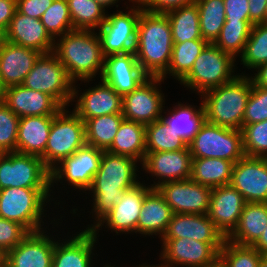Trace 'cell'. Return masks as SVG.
Listing matches in <instances>:
<instances>
[{"mask_svg": "<svg viewBox=\"0 0 267 267\" xmlns=\"http://www.w3.org/2000/svg\"><path fill=\"white\" fill-rule=\"evenodd\" d=\"M233 165L220 158H192L190 179L210 188L228 185Z\"/></svg>", "mask_w": 267, "mask_h": 267, "instance_id": "cell-33", "label": "cell"}, {"mask_svg": "<svg viewBox=\"0 0 267 267\" xmlns=\"http://www.w3.org/2000/svg\"><path fill=\"white\" fill-rule=\"evenodd\" d=\"M235 62L234 56L220 50L213 43H209L194 61L192 69L180 81V84L182 83L198 94H203L234 80L238 76L234 75L233 71Z\"/></svg>", "mask_w": 267, "mask_h": 267, "instance_id": "cell-6", "label": "cell"}, {"mask_svg": "<svg viewBox=\"0 0 267 267\" xmlns=\"http://www.w3.org/2000/svg\"><path fill=\"white\" fill-rule=\"evenodd\" d=\"M54 0H16V10L29 17L40 19Z\"/></svg>", "mask_w": 267, "mask_h": 267, "instance_id": "cell-49", "label": "cell"}, {"mask_svg": "<svg viewBox=\"0 0 267 267\" xmlns=\"http://www.w3.org/2000/svg\"><path fill=\"white\" fill-rule=\"evenodd\" d=\"M183 237L209 243L218 253L226 239L207 214H173L162 238Z\"/></svg>", "mask_w": 267, "mask_h": 267, "instance_id": "cell-21", "label": "cell"}, {"mask_svg": "<svg viewBox=\"0 0 267 267\" xmlns=\"http://www.w3.org/2000/svg\"><path fill=\"white\" fill-rule=\"evenodd\" d=\"M245 204L244 197L230 184L215 187L211 191L207 215L227 238L237 227Z\"/></svg>", "mask_w": 267, "mask_h": 267, "instance_id": "cell-22", "label": "cell"}, {"mask_svg": "<svg viewBox=\"0 0 267 267\" xmlns=\"http://www.w3.org/2000/svg\"><path fill=\"white\" fill-rule=\"evenodd\" d=\"M54 116H25L20 118L16 152L41 157L47 145Z\"/></svg>", "mask_w": 267, "mask_h": 267, "instance_id": "cell-29", "label": "cell"}, {"mask_svg": "<svg viewBox=\"0 0 267 267\" xmlns=\"http://www.w3.org/2000/svg\"><path fill=\"white\" fill-rule=\"evenodd\" d=\"M0 267H4V254L0 252Z\"/></svg>", "mask_w": 267, "mask_h": 267, "instance_id": "cell-59", "label": "cell"}, {"mask_svg": "<svg viewBox=\"0 0 267 267\" xmlns=\"http://www.w3.org/2000/svg\"><path fill=\"white\" fill-rule=\"evenodd\" d=\"M97 234L91 229H85L67 242L56 241L52 267H93L91 258L94 256Z\"/></svg>", "mask_w": 267, "mask_h": 267, "instance_id": "cell-27", "label": "cell"}, {"mask_svg": "<svg viewBox=\"0 0 267 267\" xmlns=\"http://www.w3.org/2000/svg\"><path fill=\"white\" fill-rule=\"evenodd\" d=\"M73 86L72 100L77 99L73 111L83 122L97 116L122 114V96L103 80L96 87L86 89L87 91L80 94L79 99V90L75 84Z\"/></svg>", "mask_w": 267, "mask_h": 267, "instance_id": "cell-23", "label": "cell"}, {"mask_svg": "<svg viewBox=\"0 0 267 267\" xmlns=\"http://www.w3.org/2000/svg\"><path fill=\"white\" fill-rule=\"evenodd\" d=\"M103 150L85 145L56 165L51 171V186L64 179L68 185L87 191L99 169ZM65 177V178H64Z\"/></svg>", "mask_w": 267, "mask_h": 267, "instance_id": "cell-13", "label": "cell"}, {"mask_svg": "<svg viewBox=\"0 0 267 267\" xmlns=\"http://www.w3.org/2000/svg\"><path fill=\"white\" fill-rule=\"evenodd\" d=\"M174 214H207L212 188L191 179L169 181L157 187Z\"/></svg>", "mask_w": 267, "mask_h": 267, "instance_id": "cell-14", "label": "cell"}, {"mask_svg": "<svg viewBox=\"0 0 267 267\" xmlns=\"http://www.w3.org/2000/svg\"><path fill=\"white\" fill-rule=\"evenodd\" d=\"M51 191V188L9 187L1 189L0 217L18 222L29 232L43 230L42 215L47 205L45 202L51 200L49 199Z\"/></svg>", "mask_w": 267, "mask_h": 267, "instance_id": "cell-5", "label": "cell"}, {"mask_svg": "<svg viewBox=\"0 0 267 267\" xmlns=\"http://www.w3.org/2000/svg\"><path fill=\"white\" fill-rule=\"evenodd\" d=\"M162 81L161 77H148L132 92L125 94L122 97L124 119L144 125L161 119L165 98L157 86Z\"/></svg>", "mask_w": 267, "mask_h": 267, "instance_id": "cell-12", "label": "cell"}, {"mask_svg": "<svg viewBox=\"0 0 267 267\" xmlns=\"http://www.w3.org/2000/svg\"><path fill=\"white\" fill-rule=\"evenodd\" d=\"M241 133L246 156L267 158V120L242 126Z\"/></svg>", "mask_w": 267, "mask_h": 267, "instance_id": "cell-44", "label": "cell"}, {"mask_svg": "<svg viewBox=\"0 0 267 267\" xmlns=\"http://www.w3.org/2000/svg\"><path fill=\"white\" fill-rule=\"evenodd\" d=\"M73 81L64 65L53 52L41 54L22 85L53 97L63 108L69 106L73 96Z\"/></svg>", "mask_w": 267, "mask_h": 267, "instance_id": "cell-9", "label": "cell"}, {"mask_svg": "<svg viewBox=\"0 0 267 267\" xmlns=\"http://www.w3.org/2000/svg\"><path fill=\"white\" fill-rule=\"evenodd\" d=\"M40 20L54 40L74 30L67 0H54Z\"/></svg>", "mask_w": 267, "mask_h": 267, "instance_id": "cell-42", "label": "cell"}, {"mask_svg": "<svg viewBox=\"0 0 267 267\" xmlns=\"http://www.w3.org/2000/svg\"><path fill=\"white\" fill-rule=\"evenodd\" d=\"M192 156L188 145L178 151L146 153L142 168L151 176H156L151 188H157L169 181L190 179Z\"/></svg>", "mask_w": 267, "mask_h": 267, "instance_id": "cell-20", "label": "cell"}, {"mask_svg": "<svg viewBox=\"0 0 267 267\" xmlns=\"http://www.w3.org/2000/svg\"><path fill=\"white\" fill-rule=\"evenodd\" d=\"M67 4L74 30H98L106 20V9L95 0H67Z\"/></svg>", "mask_w": 267, "mask_h": 267, "instance_id": "cell-37", "label": "cell"}, {"mask_svg": "<svg viewBox=\"0 0 267 267\" xmlns=\"http://www.w3.org/2000/svg\"><path fill=\"white\" fill-rule=\"evenodd\" d=\"M264 24H267V10H266V15H265V20L263 22Z\"/></svg>", "mask_w": 267, "mask_h": 267, "instance_id": "cell-62", "label": "cell"}, {"mask_svg": "<svg viewBox=\"0 0 267 267\" xmlns=\"http://www.w3.org/2000/svg\"><path fill=\"white\" fill-rule=\"evenodd\" d=\"M5 34L7 42L37 50L42 54L53 52L56 41L46 31L40 19L23 15L17 10Z\"/></svg>", "mask_w": 267, "mask_h": 267, "instance_id": "cell-25", "label": "cell"}, {"mask_svg": "<svg viewBox=\"0 0 267 267\" xmlns=\"http://www.w3.org/2000/svg\"><path fill=\"white\" fill-rule=\"evenodd\" d=\"M143 12L166 14L180 7L191 5L198 0H135Z\"/></svg>", "mask_w": 267, "mask_h": 267, "instance_id": "cell-48", "label": "cell"}, {"mask_svg": "<svg viewBox=\"0 0 267 267\" xmlns=\"http://www.w3.org/2000/svg\"><path fill=\"white\" fill-rule=\"evenodd\" d=\"M16 11V0H0V29L5 31Z\"/></svg>", "mask_w": 267, "mask_h": 267, "instance_id": "cell-52", "label": "cell"}, {"mask_svg": "<svg viewBox=\"0 0 267 267\" xmlns=\"http://www.w3.org/2000/svg\"><path fill=\"white\" fill-rule=\"evenodd\" d=\"M198 110L195 106L178 104L172 111H168V116H161V119L172 131L178 135L187 145L198 133L201 126L206 121L203 102L201 101Z\"/></svg>", "mask_w": 267, "mask_h": 267, "instance_id": "cell-32", "label": "cell"}, {"mask_svg": "<svg viewBox=\"0 0 267 267\" xmlns=\"http://www.w3.org/2000/svg\"><path fill=\"white\" fill-rule=\"evenodd\" d=\"M249 19L254 24L263 23L267 10V0H248Z\"/></svg>", "mask_w": 267, "mask_h": 267, "instance_id": "cell-51", "label": "cell"}, {"mask_svg": "<svg viewBox=\"0 0 267 267\" xmlns=\"http://www.w3.org/2000/svg\"><path fill=\"white\" fill-rule=\"evenodd\" d=\"M225 21L250 20L248 0H223Z\"/></svg>", "mask_w": 267, "mask_h": 267, "instance_id": "cell-50", "label": "cell"}, {"mask_svg": "<svg viewBox=\"0 0 267 267\" xmlns=\"http://www.w3.org/2000/svg\"><path fill=\"white\" fill-rule=\"evenodd\" d=\"M30 232L18 222L0 217V252L15 248Z\"/></svg>", "mask_w": 267, "mask_h": 267, "instance_id": "cell-47", "label": "cell"}, {"mask_svg": "<svg viewBox=\"0 0 267 267\" xmlns=\"http://www.w3.org/2000/svg\"><path fill=\"white\" fill-rule=\"evenodd\" d=\"M20 118L0 102V154L16 152Z\"/></svg>", "mask_w": 267, "mask_h": 267, "instance_id": "cell-45", "label": "cell"}, {"mask_svg": "<svg viewBox=\"0 0 267 267\" xmlns=\"http://www.w3.org/2000/svg\"><path fill=\"white\" fill-rule=\"evenodd\" d=\"M252 246L262 255H267V226L260 238Z\"/></svg>", "mask_w": 267, "mask_h": 267, "instance_id": "cell-54", "label": "cell"}, {"mask_svg": "<svg viewBox=\"0 0 267 267\" xmlns=\"http://www.w3.org/2000/svg\"><path fill=\"white\" fill-rule=\"evenodd\" d=\"M3 102L19 118L25 116H54L63 107L50 95L23 85L4 89Z\"/></svg>", "mask_w": 267, "mask_h": 267, "instance_id": "cell-24", "label": "cell"}, {"mask_svg": "<svg viewBox=\"0 0 267 267\" xmlns=\"http://www.w3.org/2000/svg\"><path fill=\"white\" fill-rule=\"evenodd\" d=\"M3 93H4V89L2 88V86L0 84V102L3 101Z\"/></svg>", "mask_w": 267, "mask_h": 267, "instance_id": "cell-61", "label": "cell"}, {"mask_svg": "<svg viewBox=\"0 0 267 267\" xmlns=\"http://www.w3.org/2000/svg\"><path fill=\"white\" fill-rule=\"evenodd\" d=\"M219 256L227 267H258L263 255L253 246L240 245L225 239Z\"/></svg>", "mask_w": 267, "mask_h": 267, "instance_id": "cell-43", "label": "cell"}, {"mask_svg": "<svg viewBox=\"0 0 267 267\" xmlns=\"http://www.w3.org/2000/svg\"><path fill=\"white\" fill-rule=\"evenodd\" d=\"M196 4L201 36L208 43H214L226 19L223 0H198Z\"/></svg>", "mask_w": 267, "mask_h": 267, "instance_id": "cell-38", "label": "cell"}, {"mask_svg": "<svg viewBox=\"0 0 267 267\" xmlns=\"http://www.w3.org/2000/svg\"><path fill=\"white\" fill-rule=\"evenodd\" d=\"M66 110L62 108L54 115L45 152L41 156L50 171L86 145L85 122L74 111L68 114Z\"/></svg>", "mask_w": 267, "mask_h": 267, "instance_id": "cell-7", "label": "cell"}, {"mask_svg": "<svg viewBox=\"0 0 267 267\" xmlns=\"http://www.w3.org/2000/svg\"><path fill=\"white\" fill-rule=\"evenodd\" d=\"M9 187L51 188L50 170L38 156L0 154V190Z\"/></svg>", "mask_w": 267, "mask_h": 267, "instance_id": "cell-10", "label": "cell"}, {"mask_svg": "<svg viewBox=\"0 0 267 267\" xmlns=\"http://www.w3.org/2000/svg\"><path fill=\"white\" fill-rule=\"evenodd\" d=\"M106 151L133 158L142 164L146 155V125L123 119Z\"/></svg>", "mask_w": 267, "mask_h": 267, "instance_id": "cell-31", "label": "cell"}, {"mask_svg": "<svg viewBox=\"0 0 267 267\" xmlns=\"http://www.w3.org/2000/svg\"><path fill=\"white\" fill-rule=\"evenodd\" d=\"M52 238L44 230L30 232L4 255V267H52L56 242Z\"/></svg>", "mask_w": 267, "mask_h": 267, "instance_id": "cell-18", "label": "cell"}, {"mask_svg": "<svg viewBox=\"0 0 267 267\" xmlns=\"http://www.w3.org/2000/svg\"><path fill=\"white\" fill-rule=\"evenodd\" d=\"M137 162L135 159L103 151L99 169L97 170L91 186L93 213L95 223L86 229H92L98 222L118 204L126 190L135 187L138 182Z\"/></svg>", "mask_w": 267, "mask_h": 267, "instance_id": "cell-1", "label": "cell"}, {"mask_svg": "<svg viewBox=\"0 0 267 267\" xmlns=\"http://www.w3.org/2000/svg\"><path fill=\"white\" fill-rule=\"evenodd\" d=\"M171 26L173 42L203 39L199 25V12L196 3L180 7L166 13Z\"/></svg>", "mask_w": 267, "mask_h": 267, "instance_id": "cell-35", "label": "cell"}, {"mask_svg": "<svg viewBox=\"0 0 267 267\" xmlns=\"http://www.w3.org/2000/svg\"><path fill=\"white\" fill-rule=\"evenodd\" d=\"M41 54L37 50L6 41L0 51V84L2 88L22 85Z\"/></svg>", "mask_w": 267, "mask_h": 267, "instance_id": "cell-26", "label": "cell"}, {"mask_svg": "<svg viewBox=\"0 0 267 267\" xmlns=\"http://www.w3.org/2000/svg\"><path fill=\"white\" fill-rule=\"evenodd\" d=\"M173 45L167 15L141 11L134 53L141 69L149 77H161L167 71Z\"/></svg>", "mask_w": 267, "mask_h": 267, "instance_id": "cell-2", "label": "cell"}, {"mask_svg": "<svg viewBox=\"0 0 267 267\" xmlns=\"http://www.w3.org/2000/svg\"><path fill=\"white\" fill-rule=\"evenodd\" d=\"M258 267H267V255H263Z\"/></svg>", "mask_w": 267, "mask_h": 267, "instance_id": "cell-58", "label": "cell"}, {"mask_svg": "<svg viewBox=\"0 0 267 267\" xmlns=\"http://www.w3.org/2000/svg\"><path fill=\"white\" fill-rule=\"evenodd\" d=\"M104 267H113V266L107 264V265H105Z\"/></svg>", "mask_w": 267, "mask_h": 267, "instance_id": "cell-63", "label": "cell"}, {"mask_svg": "<svg viewBox=\"0 0 267 267\" xmlns=\"http://www.w3.org/2000/svg\"><path fill=\"white\" fill-rule=\"evenodd\" d=\"M123 114L97 116L85 121L86 144L106 151L112 144Z\"/></svg>", "mask_w": 267, "mask_h": 267, "instance_id": "cell-36", "label": "cell"}, {"mask_svg": "<svg viewBox=\"0 0 267 267\" xmlns=\"http://www.w3.org/2000/svg\"><path fill=\"white\" fill-rule=\"evenodd\" d=\"M6 42V34L5 31L0 29V51L2 50V47L4 43Z\"/></svg>", "mask_w": 267, "mask_h": 267, "instance_id": "cell-57", "label": "cell"}, {"mask_svg": "<svg viewBox=\"0 0 267 267\" xmlns=\"http://www.w3.org/2000/svg\"><path fill=\"white\" fill-rule=\"evenodd\" d=\"M255 70H257V73L254 74L255 76L250 77L252 84L262 88H267V62L260 65Z\"/></svg>", "mask_w": 267, "mask_h": 267, "instance_id": "cell-53", "label": "cell"}, {"mask_svg": "<svg viewBox=\"0 0 267 267\" xmlns=\"http://www.w3.org/2000/svg\"><path fill=\"white\" fill-rule=\"evenodd\" d=\"M229 184L246 202L267 203V158L242 157L233 165Z\"/></svg>", "mask_w": 267, "mask_h": 267, "instance_id": "cell-15", "label": "cell"}, {"mask_svg": "<svg viewBox=\"0 0 267 267\" xmlns=\"http://www.w3.org/2000/svg\"><path fill=\"white\" fill-rule=\"evenodd\" d=\"M192 158H220L236 163L245 156L241 130L207 121L188 144Z\"/></svg>", "mask_w": 267, "mask_h": 267, "instance_id": "cell-8", "label": "cell"}, {"mask_svg": "<svg viewBox=\"0 0 267 267\" xmlns=\"http://www.w3.org/2000/svg\"><path fill=\"white\" fill-rule=\"evenodd\" d=\"M241 64L248 69H256L267 62V24H254L250 36L240 54Z\"/></svg>", "mask_w": 267, "mask_h": 267, "instance_id": "cell-41", "label": "cell"}, {"mask_svg": "<svg viewBox=\"0 0 267 267\" xmlns=\"http://www.w3.org/2000/svg\"><path fill=\"white\" fill-rule=\"evenodd\" d=\"M251 88L250 76L241 74L228 83L204 92L201 97L206 121L241 130Z\"/></svg>", "mask_w": 267, "mask_h": 267, "instance_id": "cell-4", "label": "cell"}, {"mask_svg": "<svg viewBox=\"0 0 267 267\" xmlns=\"http://www.w3.org/2000/svg\"><path fill=\"white\" fill-rule=\"evenodd\" d=\"M267 226V203L246 202L237 227L226 238L240 244L252 246Z\"/></svg>", "mask_w": 267, "mask_h": 267, "instance_id": "cell-30", "label": "cell"}, {"mask_svg": "<svg viewBox=\"0 0 267 267\" xmlns=\"http://www.w3.org/2000/svg\"><path fill=\"white\" fill-rule=\"evenodd\" d=\"M53 53L74 83L78 80L92 81L98 71L102 75L104 55L99 35L94 30H73L65 33L54 42Z\"/></svg>", "mask_w": 267, "mask_h": 267, "instance_id": "cell-3", "label": "cell"}, {"mask_svg": "<svg viewBox=\"0 0 267 267\" xmlns=\"http://www.w3.org/2000/svg\"><path fill=\"white\" fill-rule=\"evenodd\" d=\"M160 259L166 267H203L212 263L219 253L209 244L191 238H161Z\"/></svg>", "mask_w": 267, "mask_h": 267, "instance_id": "cell-16", "label": "cell"}, {"mask_svg": "<svg viewBox=\"0 0 267 267\" xmlns=\"http://www.w3.org/2000/svg\"><path fill=\"white\" fill-rule=\"evenodd\" d=\"M252 26L250 20L225 21L213 44L236 58L240 53H243Z\"/></svg>", "mask_w": 267, "mask_h": 267, "instance_id": "cell-39", "label": "cell"}, {"mask_svg": "<svg viewBox=\"0 0 267 267\" xmlns=\"http://www.w3.org/2000/svg\"><path fill=\"white\" fill-rule=\"evenodd\" d=\"M203 267H227V265L222 260V258L219 256L212 263L207 264V265H205Z\"/></svg>", "mask_w": 267, "mask_h": 267, "instance_id": "cell-55", "label": "cell"}, {"mask_svg": "<svg viewBox=\"0 0 267 267\" xmlns=\"http://www.w3.org/2000/svg\"><path fill=\"white\" fill-rule=\"evenodd\" d=\"M138 267H166V266L161 265V264L160 265L158 264V266L157 265H145V264H143L141 266L139 265Z\"/></svg>", "mask_w": 267, "mask_h": 267, "instance_id": "cell-60", "label": "cell"}, {"mask_svg": "<svg viewBox=\"0 0 267 267\" xmlns=\"http://www.w3.org/2000/svg\"><path fill=\"white\" fill-rule=\"evenodd\" d=\"M186 146L162 119L146 125V153L178 151Z\"/></svg>", "mask_w": 267, "mask_h": 267, "instance_id": "cell-40", "label": "cell"}, {"mask_svg": "<svg viewBox=\"0 0 267 267\" xmlns=\"http://www.w3.org/2000/svg\"><path fill=\"white\" fill-rule=\"evenodd\" d=\"M209 43L204 39L174 42L167 71L161 76L164 80L170 74L181 81L192 69L194 61Z\"/></svg>", "mask_w": 267, "mask_h": 267, "instance_id": "cell-34", "label": "cell"}, {"mask_svg": "<svg viewBox=\"0 0 267 267\" xmlns=\"http://www.w3.org/2000/svg\"><path fill=\"white\" fill-rule=\"evenodd\" d=\"M149 76L141 69L134 51L104 57L100 77L122 97L141 85Z\"/></svg>", "mask_w": 267, "mask_h": 267, "instance_id": "cell-19", "label": "cell"}, {"mask_svg": "<svg viewBox=\"0 0 267 267\" xmlns=\"http://www.w3.org/2000/svg\"><path fill=\"white\" fill-rule=\"evenodd\" d=\"M95 1L106 9L107 7H111L112 5L114 6L115 3L117 4L119 0H95ZM129 1L131 2L133 0Z\"/></svg>", "mask_w": 267, "mask_h": 267, "instance_id": "cell-56", "label": "cell"}, {"mask_svg": "<svg viewBox=\"0 0 267 267\" xmlns=\"http://www.w3.org/2000/svg\"><path fill=\"white\" fill-rule=\"evenodd\" d=\"M267 120V88L252 84L243 117V126Z\"/></svg>", "mask_w": 267, "mask_h": 267, "instance_id": "cell-46", "label": "cell"}, {"mask_svg": "<svg viewBox=\"0 0 267 267\" xmlns=\"http://www.w3.org/2000/svg\"><path fill=\"white\" fill-rule=\"evenodd\" d=\"M171 207L166 203L157 188H151L144 197L137 233L163 237L173 216Z\"/></svg>", "mask_w": 267, "mask_h": 267, "instance_id": "cell-28", "label": "cell"}, {"mask_svg": "<svg viewBox=\"0 0 267 267\" xmlns=\"http://www.w3.org/2000/svg\"><path fill=\"white\" fill-rule=\"evenodd\" d=\"M151 189V186L147 187L143 183L137 184L135 187L126 190L123 194L121 201L114 205L113 208L95 225L91 230L94 233L102 228V225L106 223L110 230L115 231L116 234L126 232L137 233V223L139 221L140 212L144 197Z\"/></svg>", "mask_w": 267, "mask_h": 267, "instance_id": "cell-17", "label": "cell"}, {"mask_svg": "<svg viewBox=\"0 0 267 267\" xmlns=\"http://www.w3.org/2000/svg\"><path fill=\"white\" fill-rule=\"evenodd\" d=\"M132 3L138 6H133L128 12L117 11L107 14L106 20L98 29L104 57L135 50L137 24L142 10L135 0Z\"/></svg>", "mask_w": 267, "mask_h": 267, "instance_id": "cell-11", "label": "cell"}]
</instances>
